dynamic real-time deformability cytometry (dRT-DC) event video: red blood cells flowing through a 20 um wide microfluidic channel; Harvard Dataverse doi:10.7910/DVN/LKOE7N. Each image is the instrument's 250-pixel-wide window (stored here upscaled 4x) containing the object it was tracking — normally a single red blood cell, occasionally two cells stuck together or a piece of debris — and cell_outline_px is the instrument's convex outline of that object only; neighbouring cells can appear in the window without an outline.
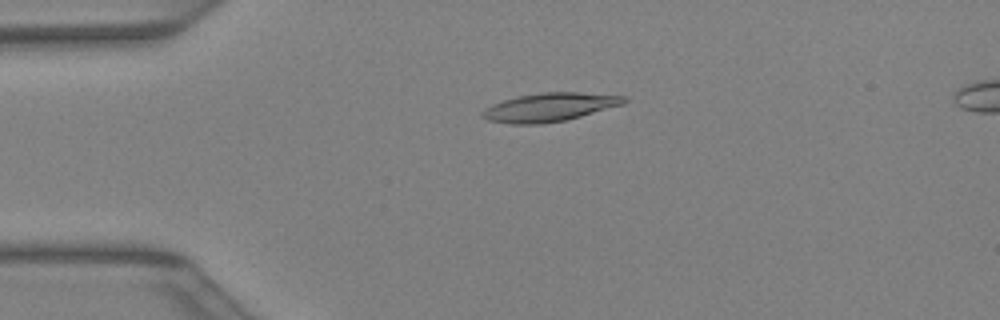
{"species": "Egyptian fruit bat (a non-hibernating species)", "species_latin": "Rousettus aegyptiacus", "temperature_condition": "warm", "stored_images_in_passage": 41, "camera_frame_rate_fps": 3000, "um_per_image_px": 0.085, "animal": {"sex": "female"}, "frame": {"image": 1, "passage_image": 10, "time_ms": 3.0, "image_size_px": [1000, 320], "cell_outline_px": [[628, 100], [624, 104], [580, 116], [564, 120], [540, 124], [512, 124], [488, 120], [480, 116], [480, 112], [492, 104], [504, 100], [520, 96], [540, 92], [576, 92], [628, 96]], "centroid_in_image_um": [46.71, 9.11], "position_along_channel_um": 38.3, "area_um2": 23.41}}
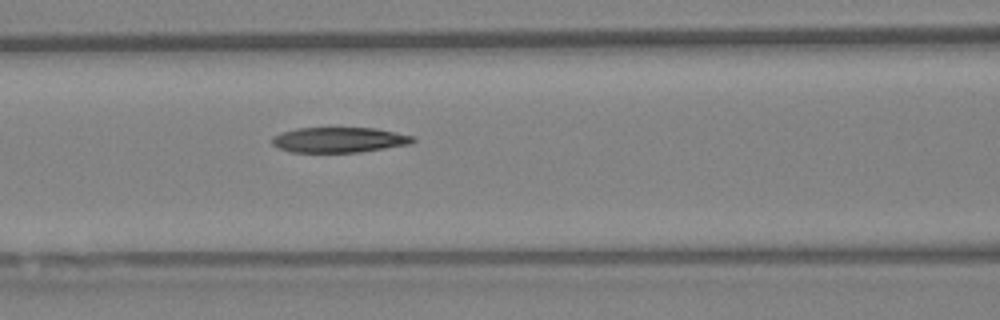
{"frame": {"image": 2, "passage_image": 18, "time_ms": 5.667, "image_size_px": [1000, 320], "cell_outline_px": [[416, 140], [412, 144], [360, 152], [292, 152], [280, 148], [272, 144], [272, 136], [296, 128], [376, 128], [416, 136]], "centroid_in_image_um": [28.89, 11.88], "position_along_channel_um": 137.7, "area_um2": 20.81}}
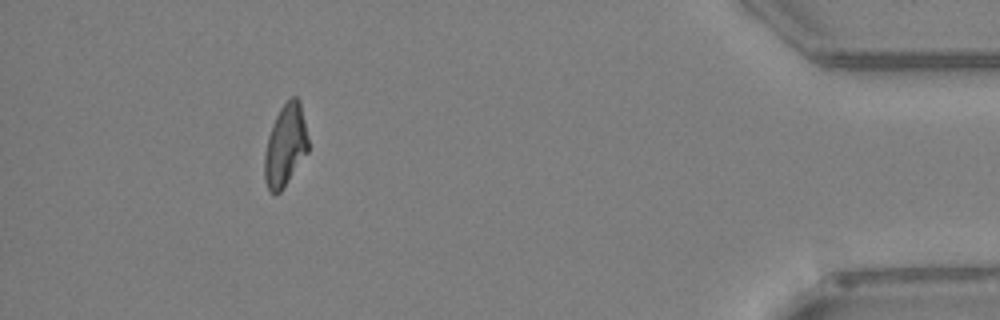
{"frame": {"image": 3, "passage_image": 38, "time_ms": 12.333, "image_size_px": [1000, 320], "cell_outline_px": [[308, 152], [280, 192], [272, 192], [268, 188], [264, 180], [264, 156], [268, 136], [272, 124], [280, 108], [292, 96], [296, 96], [300, 100], [308, 140]], "centroid_in_image_um": [24.25, 12.34], "position_along_channel_um": 411.0, "area_um2": 20.63}}